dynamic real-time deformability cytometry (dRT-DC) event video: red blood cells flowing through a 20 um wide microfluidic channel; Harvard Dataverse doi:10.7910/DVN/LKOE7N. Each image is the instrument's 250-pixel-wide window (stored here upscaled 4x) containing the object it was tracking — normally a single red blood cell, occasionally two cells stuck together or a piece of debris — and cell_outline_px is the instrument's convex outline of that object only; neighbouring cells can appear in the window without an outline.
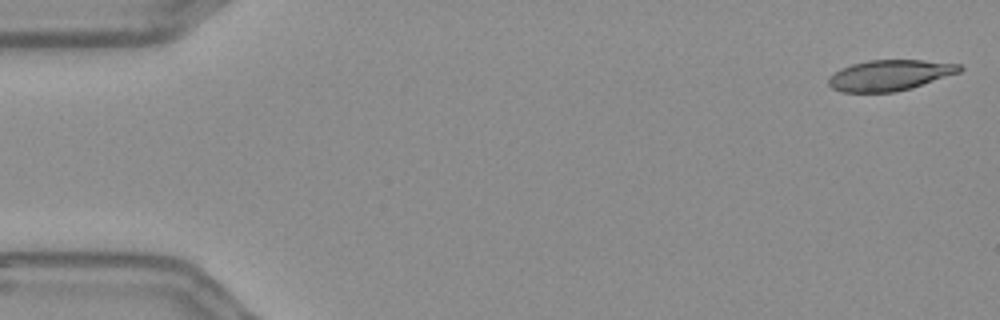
{"species": "Egyptian fruit bat (a non-hibernating species)", "species_latin": "Rousettus aegyptiacus", "temperature_condition": "warm", "stored_images_in_passage": 53, "camera_frame_rate_fps": 3000, "um_per_image_px": 0.085, "frame": {"image": 1, "passage_image": 1, "time_ms": 0.0, "image_size_px": [1000, 320], "cell_outline_px": [[964, 68], [960, 72], [912, 88], [896, 92], [840, 92], [832, 88], [828, 84], [828, 76], [840, 68], [852, 64], [868, 60], [924, 60], [960, 64]], "centroid_in_image_um": [75.61, 6.39], "position_along_channel_um": 9.4, "area_um2": 23.64}}
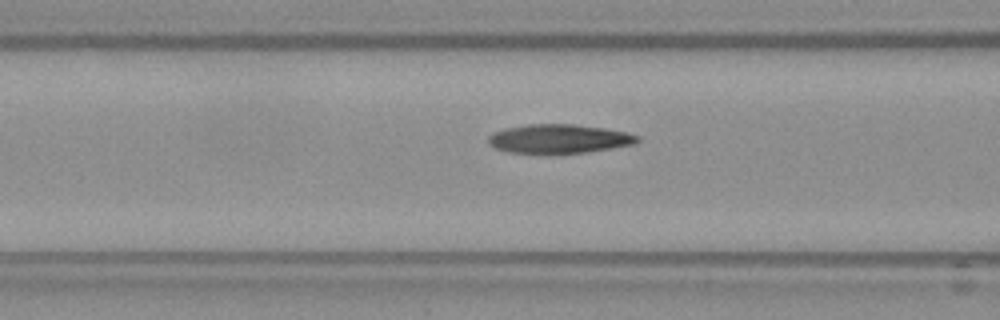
{"frame": {"image": 2, "passage_image": 21, "time_ms": 6.667, "image_size_px": [1000, 320], "cell_outline_px": [[640, 140], [636, 144], [588, 152], [508, 152], [492, 148], [488, 144], [488, 136], [504, 128], [528, 124], [572, 124], [604, 128], [628, 132], [640, 136]], "centroid_in_image_um": [47.54, 11.78], "position_along_channel_um": 119.1, "area_um2": 25.03}}
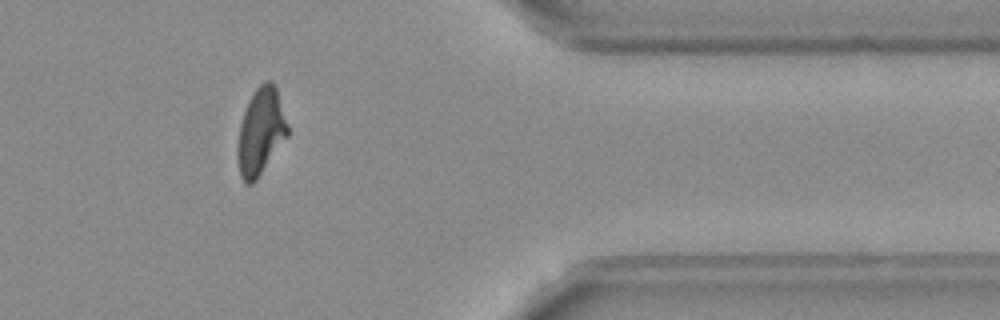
{"frame": {"image": 3, "passage_image": 45, "time_ms": 14.667, "image_size_px": [1000, 320], "cell_outline_px": [[288, 136], [256, 180], [252, 184], [248, 184], [240, 176], [236, 152], [240, 124], [248, 100], [256, 88], [264, 80], [272, 80], [276, 84], [288, 124]], "centroid_in_image_um": [22.17, 11.14], "position_along_channel_um": 389.2, "area_um2": 25.49}, "authors_computed_cell_mechanics": {"area_um2": 25.0274, "velocity_mm_per_s": 3.6435, "shape_relaxation_time_tau1_ms": 9.5832, "shape_relaxation_time_tau2_ms": 2.8764, "deformation_change_tau1": 0.2552, "deformation_change_tau2": 0.1142}}